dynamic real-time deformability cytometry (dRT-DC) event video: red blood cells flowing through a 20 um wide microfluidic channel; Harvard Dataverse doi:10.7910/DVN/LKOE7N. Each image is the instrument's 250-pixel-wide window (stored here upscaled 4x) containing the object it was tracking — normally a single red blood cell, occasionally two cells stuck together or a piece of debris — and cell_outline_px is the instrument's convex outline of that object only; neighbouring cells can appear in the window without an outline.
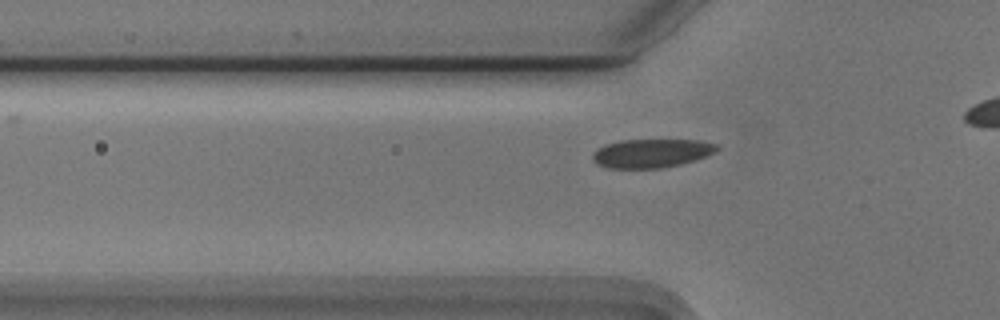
{"species": "Egyptian fruit bat (a non-hibernating species)", "species_latin": "Rousettus aegyptiacus", "temperature_condition": "cold", "stored_images_in_passage": 34, "camera_frame_rate_fps": 3000, "um_per_image_px": 0.085, "animal": {"sex": "male"}, "frame": {"image": 1, "passage_image": 7, "time_ms": 2.0, "image_size_px": [1000, 320], "cell_outline_px": [[720, 148], [716, 152], [696, 160], [680, 164], [660, 168], [608, 168], [596, 164], [592, 160], [592, 152], [596, 148], [604, 144], [620, 140], [700, 140], [720, 144]], "centroid_in_image_um": [55.37, 13.02], "position_along_channel_um": 70.4, "area_um2": 21.15}}
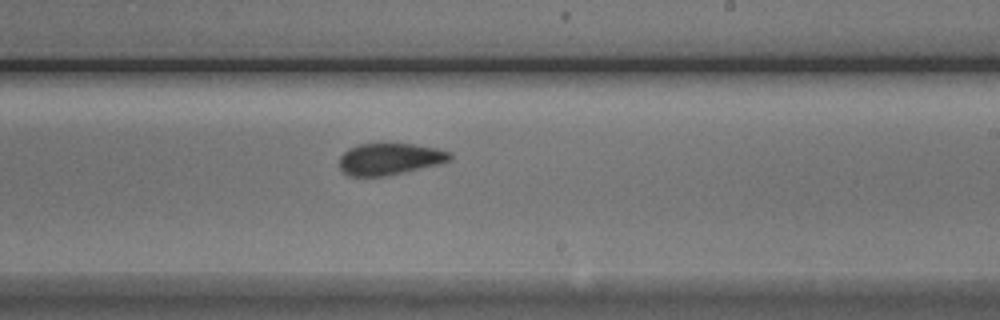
{"frame": {"image": 2, "passage_image": 22, "time_ms": 7.0, "image_size_px": [1000, 320], "cell_outline_px": [[452, 160], [404, 172], [384, 176], [348, 176], [340, 168], [340, 156], [348, 148], [360, 144], [412, 144], [436, 148], [452, 152]], "centroid_in_image_um": [33.12, 13.51], "position_along_channel_um": 255.9, "area_um2": 20.23}}
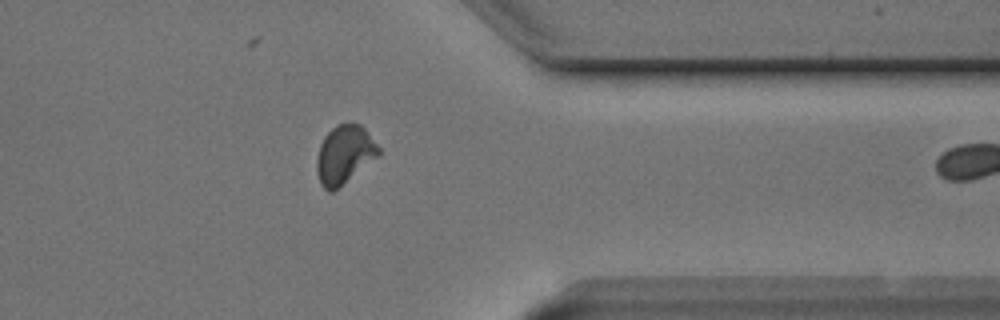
{"frame": {"image": 3, "passage_image": 33, "time_ms": 10.667, "image_size_px": [1000, 320], "cell_outline_px": [[380, 156], [332, 192], [328, 192], [320, 184], [316, 172], [316, 160], [320, 144], [324, 136], [336, 124], [360, 124], [364, 128], [380, 148]], "centroid_in_image_um": [29.27, 13.16], "position_along_channel_um": 382.1, "area_um2": 21.1}}